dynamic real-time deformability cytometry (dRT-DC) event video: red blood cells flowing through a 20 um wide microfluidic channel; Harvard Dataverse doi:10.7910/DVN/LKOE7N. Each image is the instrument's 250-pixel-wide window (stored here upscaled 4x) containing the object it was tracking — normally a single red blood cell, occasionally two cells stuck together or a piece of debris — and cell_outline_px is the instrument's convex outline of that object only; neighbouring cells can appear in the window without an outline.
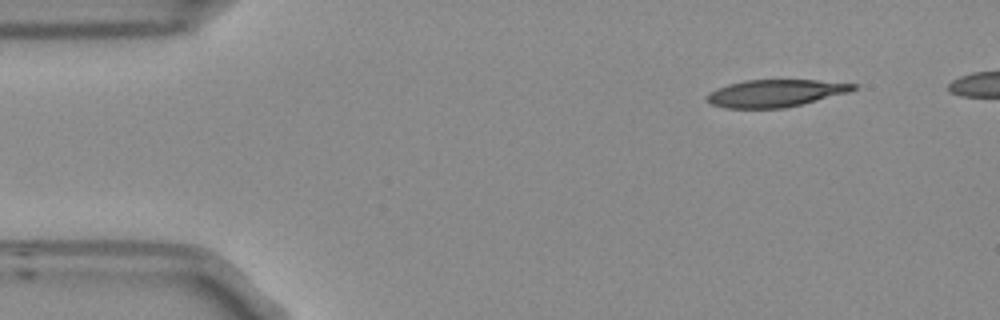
{"species": "Egyptian fruit bat (a non-hibernating species)", "species_latin": "Rousettus aegyptiacus", "temperature_condition": "room temperature", "stored_images_in_passage": 4, "camera_frame_rate_fps": 3000, "um_per_image_px": 0.085, "frame": {"image": 1, "passage_image": 1, "time_ms": 0.0, "image_size_px": [1000, 320], "cell_outline_px": [[856, 88], [848, 92], [784, 108], [724, 108], [712, 104], [704, 100], [704, 96], [716, 88], [728, 84], [744, 80], [816, 80], [856, 84]], "centroid_in_image_um": [65.81, 7.92], "position_along_channel_um": 19.2, "area_um2": 23.12}}